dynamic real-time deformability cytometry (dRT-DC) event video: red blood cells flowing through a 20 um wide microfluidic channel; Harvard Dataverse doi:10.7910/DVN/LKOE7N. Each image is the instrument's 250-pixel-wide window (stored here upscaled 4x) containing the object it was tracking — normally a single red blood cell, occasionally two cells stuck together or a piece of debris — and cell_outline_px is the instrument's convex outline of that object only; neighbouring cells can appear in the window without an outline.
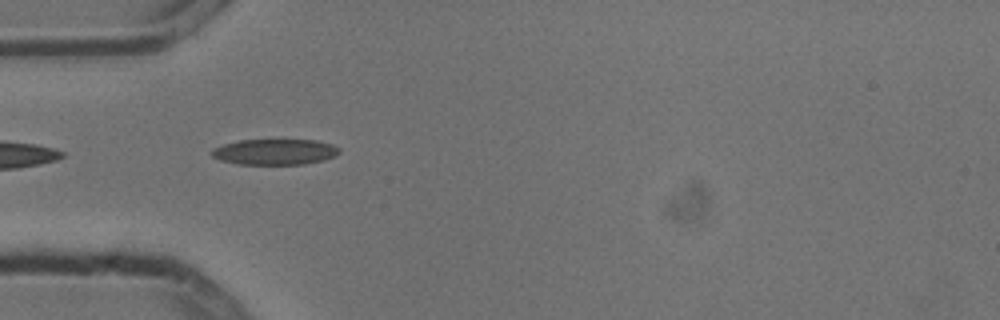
{"species": "common noctule bat (a hibernating species)", "species_latin": "Nyctalus noctula", "temperature_condition": "cold", "stored_images_in_passage": 5, "camera_frame_rate_fps": 3000, "um_per_image_px": 0.085, "animal": {"sex": "male", "body_mass_g": 13.3}, "frame": {"image": 1, "passage_image": 4, "time_ms": 1.0, "image_size_px": [1000, 320], "cell_outline_px": [[340, 152], [336, 156], [324, 160], [304, 164], [236, 164], [220, 160], [212, 156], [208, 152], [212, 148], [224, 144], [240, 140], [316, 140], [332, 144], [340, 148]], "centroid_in_image_um": [23.35, 12.91], "position_along_channel_um": 61.6, "area_um2": 19.31}}
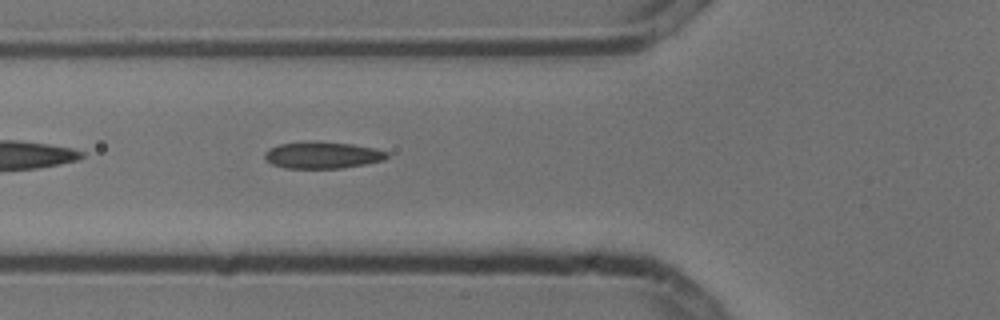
{"frame": {"image": 2, "passage_image": 5, "time_ms": 1.333, "image_size_px": [1000, 320], "cell_outline_px": [[388, 156], [384, 160], [364, 164], [340, 168], [284, 168], [272, 164], [264, 156], [264, 152], [268, 148], [280, 144], [312, 140], [316, 140], [352, 144], [376, 148], [388, 152]], "centroid_in_image_um": [27.4, 13.16], "position_along_channel_um": 98.4, "area_um2": 19.25}}